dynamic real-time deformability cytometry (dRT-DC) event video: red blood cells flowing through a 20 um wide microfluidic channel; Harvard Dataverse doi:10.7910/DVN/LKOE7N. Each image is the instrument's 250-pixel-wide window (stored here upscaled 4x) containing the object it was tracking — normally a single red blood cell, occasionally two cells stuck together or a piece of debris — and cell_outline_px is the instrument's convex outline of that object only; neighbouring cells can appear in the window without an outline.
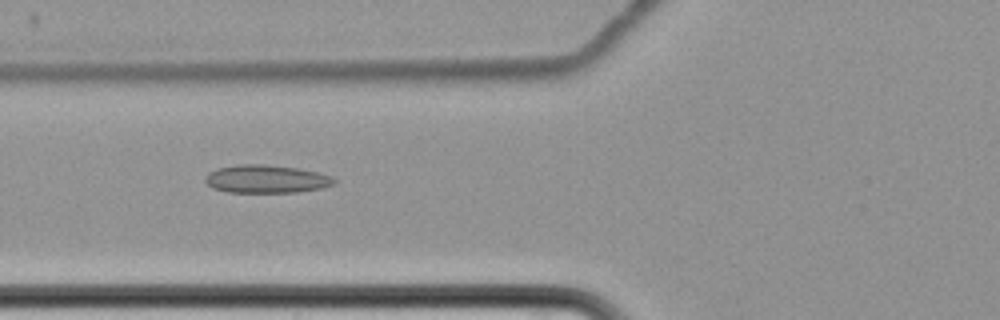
{"species": "common noctule bat (a hibernating species)", "species_latin": "Nyctalus noctula", "temperature_condition": "cold", "stored_images_in_passage": 6, "camera_frame_rate_fps": 3000, "um_per_image_px": 0.085, "animal": {"sex": "female", "body_mass_g": 22.7, "forearm_length_mm": 54.2}, "frame": {"image": 1, "passage_image": 5, "time_ms": 8.0, "image_size_px": [1000, 320], "cell_outline_px": [[336, 184], [320, 188], [296, 192], [228, 192], [212, 188], [204, 180], [204, 176], [208, 172], [216, 168], [236, 164], [264, 164], [300, 168], [320, 172], [332, 176], [336, 180]], "centroid_in_image_um": [22.63, 15.2], "position_along_channel_um": 103.2, "area_um2": 21.39}}
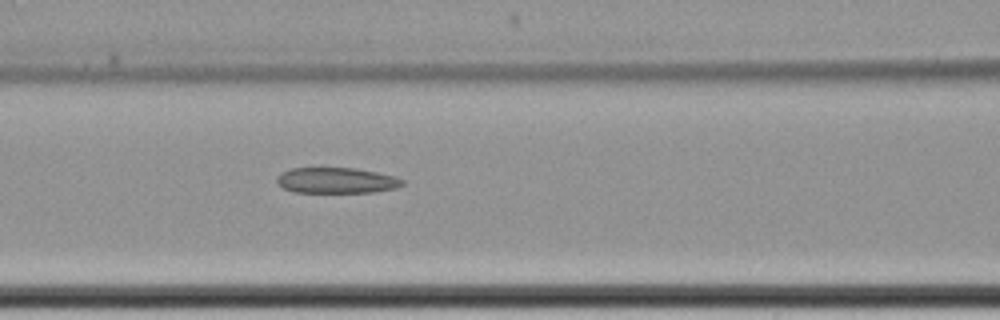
{"frame": {"image": 2, "passage_image": 6, "time_ms": 9.0, "image_size_px": [1000, 320], "cell_outline_px": [[404, 184], [396, 188], [372, 192], [292, 192], [276, 184], [276, 176], [280, 172], [292, 168], [356, 168], [396, 176], [404, 180]], "centroid_in_image_um": [28.57, 15.33], "position_along_channel_um": 138.0, "area_um2": 18.96}}